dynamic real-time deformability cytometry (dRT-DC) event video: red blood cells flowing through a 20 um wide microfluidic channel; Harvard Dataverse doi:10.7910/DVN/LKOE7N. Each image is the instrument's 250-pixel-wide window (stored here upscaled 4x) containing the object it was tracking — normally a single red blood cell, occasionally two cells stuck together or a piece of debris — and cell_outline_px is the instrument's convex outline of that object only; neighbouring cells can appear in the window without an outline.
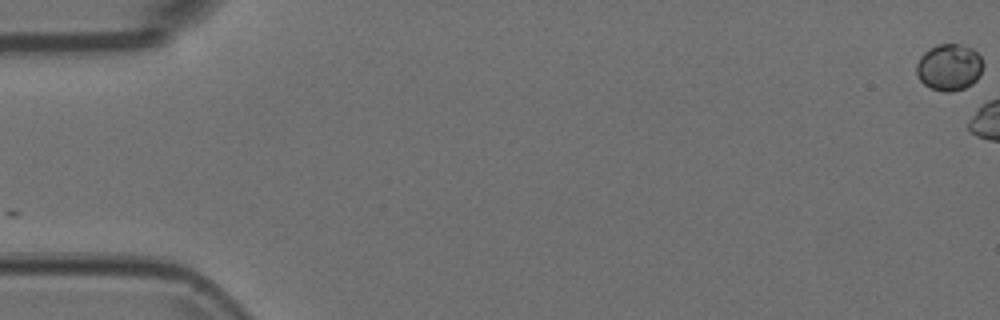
{"species": "Egyptian fruit bat (a non-hibernating species)", "species_latin": "Rousettus aegyptiacus", "temperature_condition": "room temperature", "stored_images_in_passage": 7, "camera_frame_rate_fps": 3000, "um_per_image_px": 0.085, "animal": {"sex": "female"}, "frame": {"image": 1, "passage_image": 1, "time_ms": 0.0, "image_size_px": [1000, 320], "cell_outline_px": [[984, 64], [980, 76], [972, 84], [964, 88], [952, 92], [944, 92], [932, 88], [924, 84], [916, 76], [916, 64], [920, 56], [924, 52], [940, 44], [960, 44], [972, 48], [980, 56]], "centroid_in_image_um": [80.69, 5.72], "position_along_channel_um": 4.3, "area_um2": 18.21}}